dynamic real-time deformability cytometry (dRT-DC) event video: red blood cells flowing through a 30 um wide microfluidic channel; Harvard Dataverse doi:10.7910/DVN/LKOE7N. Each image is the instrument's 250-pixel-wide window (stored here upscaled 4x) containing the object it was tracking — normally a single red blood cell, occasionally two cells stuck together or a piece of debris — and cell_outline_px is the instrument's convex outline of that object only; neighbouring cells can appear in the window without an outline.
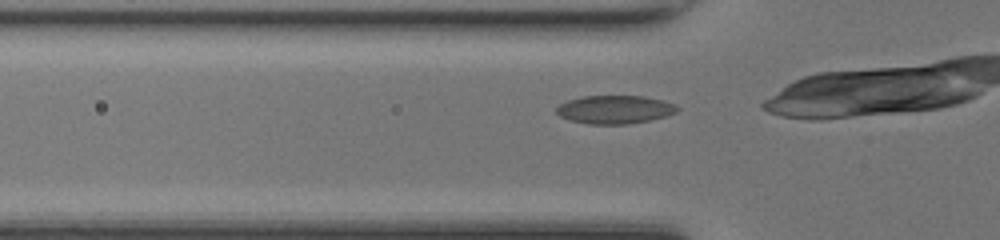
{"species": "common noctule bat (a hibernating species)", "species_latin": "Nyctalus noctula", "temperature_condition": "room temperature", "stored_images_in_passage": 9, "camera_frame_rate_fps": 3000, "um_per_image_px": 0.085, "animal": {"sex": "female", "body_mass_g": 17.0, "forearm_length_mm": 48.0}, "frame": {"image": 1, "passage_image": 4, "time_ms": 1.0, "image_size_px": [1000, 240], "cell_outline_px": [[680, 108], [676, 112], [652, 120], [628, 124], [588, 124], [572, 120], [560, 116], [556, 112], [556, 108], [560, 104], [568, 100], [584, 96], [644, 96], [664, 100], [676, 104]], "centroid_in_image_um": [52.29, 9.3], "position_along_channel_um": 73.5, "area_um2": 19.94}}
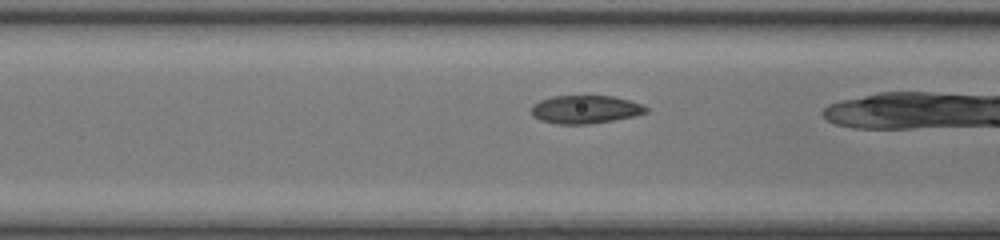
{"frame": {"image": 2, "passage_image": 7, "time_ms": 2.0, "image_size_px": [1000, 240], "cell_outline_px": [[648, 112], [636, 116], [592, 124], [556, 124], [540, 120], [532, 116], [532, 104], [540, 100], [552, 96], [612, 96], [628, 100], [640, 104], [648, 108]], "centroid_in_image_um": [49.74, 9.31], "position_along_channel_um": 116.9, "area_um2": 18.9}}